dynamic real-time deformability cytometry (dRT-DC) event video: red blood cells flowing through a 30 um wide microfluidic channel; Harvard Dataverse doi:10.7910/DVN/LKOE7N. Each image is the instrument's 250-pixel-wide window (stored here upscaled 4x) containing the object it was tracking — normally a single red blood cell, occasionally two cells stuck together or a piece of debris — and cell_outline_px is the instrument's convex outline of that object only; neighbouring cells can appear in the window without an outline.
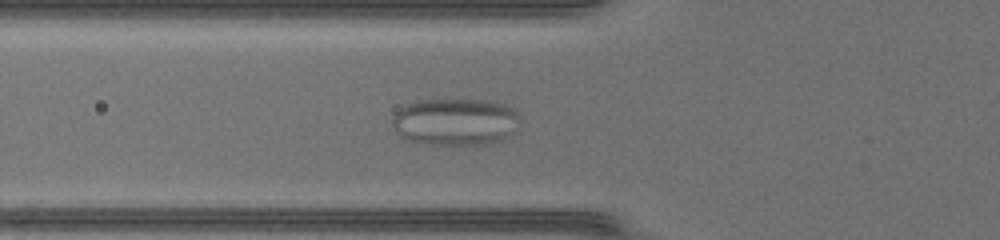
{"species": "common noctule bat (a hibernating species)", "species_latin": "Nyctalus noctula", "temperature_condition": "warm", "stored_images_in_passage": 48, "camera_frame_rate_fps": 3000, "um_per_image_px": 0.085, "animal": {"sex": "female", "body_mass_g": 17.0, "forearm_length_mm": 48.0}, "frame": {"image": 1, "passage_image": 16, "time_ms": 5.0, "image_size_px": [1000, 240], "cell_outline_px": [[520, 120], [512, 132], [508, 136], [500, 140], [488, 144], [420, 144], [404, 140], [396, 132], [392, 124], [392, 120], [396, 112], [400, 108], [416, 100], [444, 96], [492, 100], [504, 104], [512, 108], [520, 116]], "centroid_in_image_um": [38.66, 10.3], "position_along_channel_um": 87.1, "area_um2": 36.36}}